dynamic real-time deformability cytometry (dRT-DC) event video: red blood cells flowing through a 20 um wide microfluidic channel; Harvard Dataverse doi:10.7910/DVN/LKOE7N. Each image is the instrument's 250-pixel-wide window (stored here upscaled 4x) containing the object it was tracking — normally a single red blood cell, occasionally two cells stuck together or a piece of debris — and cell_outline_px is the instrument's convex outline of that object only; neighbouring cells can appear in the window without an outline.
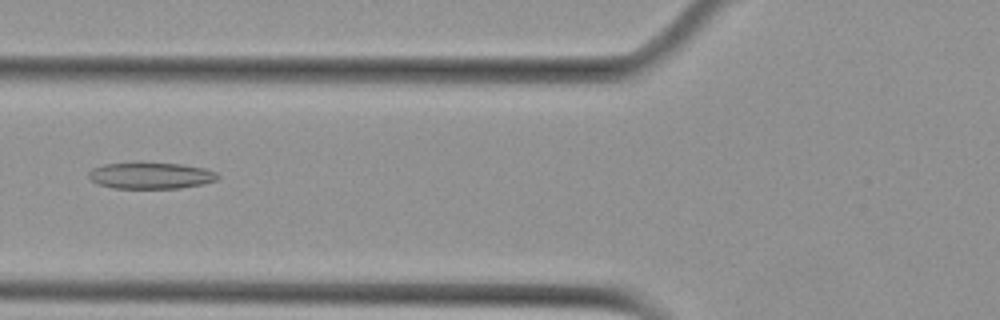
{"species": "Egyptian fruit bat (a non-hibernating species)", "species_latin": "Rousettus aegyptiacus", "temperature_condition": "cold", "stored_images_in_passage": 7, "camera_frame_rate_fps": 3000, "um_per_image_px": 0.085, "animal": {"sex": "female"}, "frame": {"image": 1, "passage_image": 6, "time_ms": 6.0, "image_size_px": [1000, 320], "cell_outline_px": [[220, 176], [216, 180], [204, 184], [180, 188], [116, 188], [100, 184], [92, 180], [88, 176], [88, 172], [92, 168], [104, 164], [136, 160], [140, 160], [184, 164], [204, 168], [216, 172]], "centroid_in_image_um": [12.82, 14.87], "position_along_channel_um": 113.0, "area_um2": 20.63}}
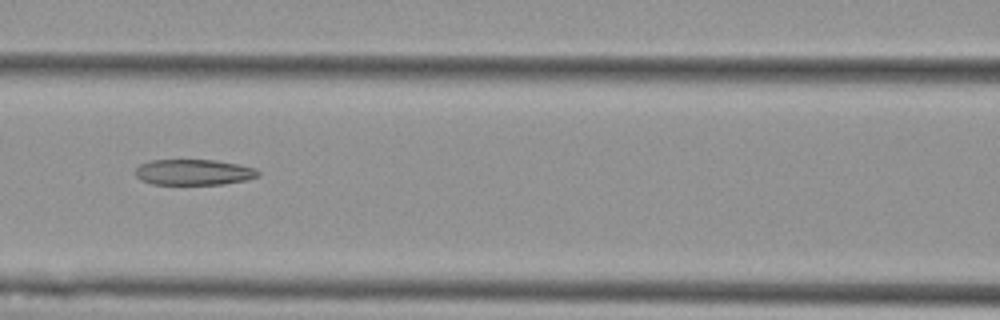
{"frame": {"image": 2, "passage_image": 7, "time_ms": 7.0, "image_size_px": [1000, 320], "cell_outline_px": [[260, 176], [244, 180], [224, 184], [152, 184], [140, 180], [136, 176], [136, 168], [140, 164], [152, 160], [216, 160], [240, 164], [256, 168], [260, 172]], "centroid_in_image_um": [16.49, 14.63], "position_along_channel_um": 150.1, "area_um2": 18.5}}